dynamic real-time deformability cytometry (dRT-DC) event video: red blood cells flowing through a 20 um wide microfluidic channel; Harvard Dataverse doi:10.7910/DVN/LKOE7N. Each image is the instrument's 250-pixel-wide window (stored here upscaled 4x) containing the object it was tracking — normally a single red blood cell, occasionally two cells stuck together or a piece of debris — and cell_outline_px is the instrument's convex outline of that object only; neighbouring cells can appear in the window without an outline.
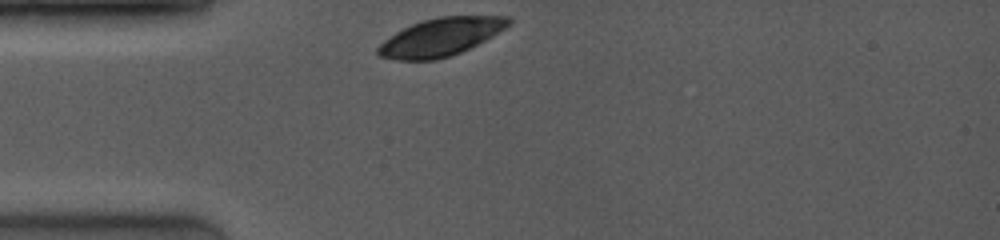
{"species": "common noctule bat (a hibernating species)", "species_latin": "Nyctalus noctula", "temperature_condition": "room temperature", "stored_images_in_passage": 25, "camera_frame_rate_fps": 4000, "um_per_image_px": 0.085, "animal": {"sex": "female", "body_mass_g": 19.0, "forearm_length_mm": 53.3}, "frame": {"image": 1, "passage_image": 1, "time_ms": 0.0, "image_size_px": [1000, 240], "cell_outline_px": [[512, 24], [492, 36], [460, 52], [436, 60], [396, 60], [380, 56], [376, 52], [376, 48], [384, 40], [396, 32], [412, 24], [424, 20], [440, 16], [508, 16], [512, 20]], "centroid_in_image_um": [37.46, 3.14], "position_along_channel_um": 47.5, "area_um2": 28.55}}
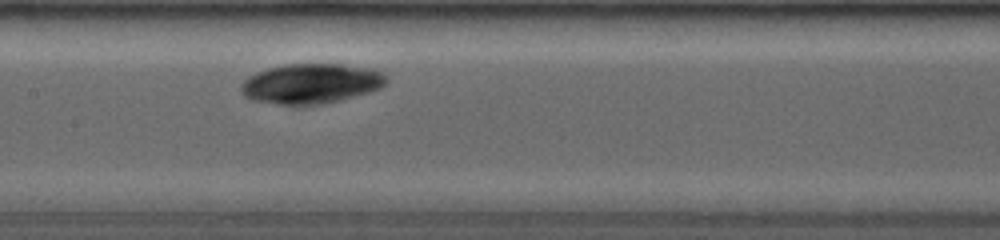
{"frame": {"image": 2, "passage_image": 17, "time_ms": 3.75, "image_size_px": [1000, 240], "cell_outline_px": [[388, 80], [380, 88], [368, 92], [340, 100], [324, 104], [276, 104], [252, 100], [244, 96], [240, 88], [240, 84], [248, 76], [256, 72], [268, 68], [284, 64], [340, 64], [372, 68], [384, 72], [388, 76]], "centroid_in_image_um": [26.44, 7.09], "position_along_channel_um": 181.0, "area_um2": 33.99}}
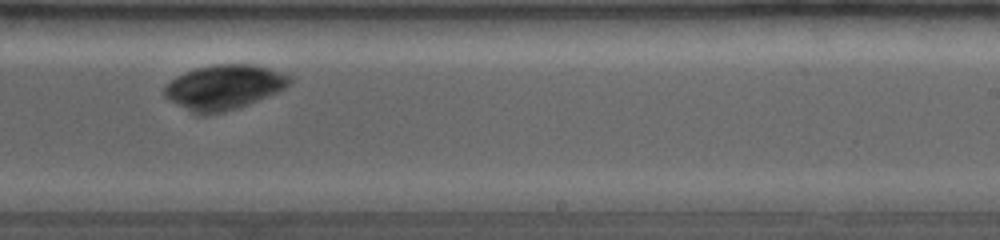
{"frame": {"image": 3, "passage_image": 23, "time_ms": 6.0, "image_size_px": [1000, 240], "cell_outline_px": [[292, 84], [276, 92], [248, 104], [224, 112], [204, 116], [196, 116], [168, 100], [164, 96], [164, 88], [176, 76], [184, 72], [196, 68], [216, 64], [256, 64], [292, 76]], "centroid_in_image_um": [19.01, 7.42], "position_along_channel_um": 270.0, "area_um2": 32.89}}